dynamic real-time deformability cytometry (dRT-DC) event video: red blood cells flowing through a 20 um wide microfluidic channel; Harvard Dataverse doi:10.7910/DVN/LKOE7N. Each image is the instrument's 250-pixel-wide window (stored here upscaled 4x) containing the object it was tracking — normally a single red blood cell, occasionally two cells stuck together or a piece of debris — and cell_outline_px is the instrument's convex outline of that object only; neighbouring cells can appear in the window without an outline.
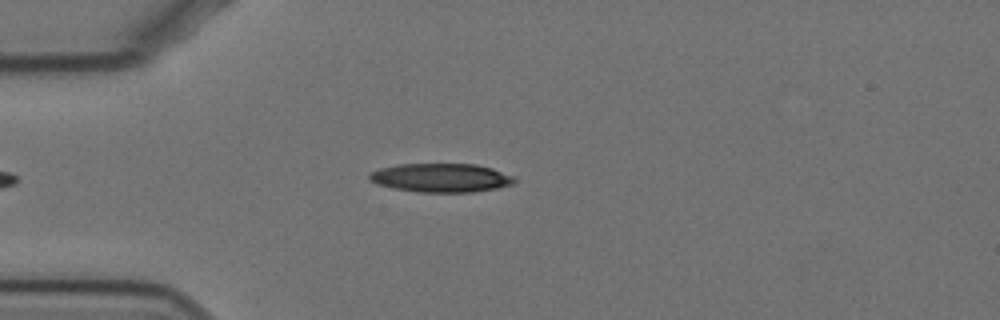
{"species": "Egyptian fruit bat (a non-hibernating species)", "species_latin": "Rousettus aegyptiacus", "temperature_condition": "cold", "stored_images_in_passage": 44, "camera_frame_rate_fps": 3000, "um_per_image_px": 0.085, "animal": {"sex": "female"}, "frame": {"image": 1, "passage_image": 5, "time_ms": 1.333, "image_size_px": [1000, 320], "cell_outline_px": [[516, 180], [512, 184], [500, 188], [476, 192], [416, 192], [392, 188], [376, 184], [368, 180], [368, 176], [372, 172], [380, 168], [396, 164], [476, 164], [492, 168], [516, 176]], "centroid_in_image_um": [37.51, 15.12], "position_along_channel_um": 47.5, "area_um2": 24.68}}
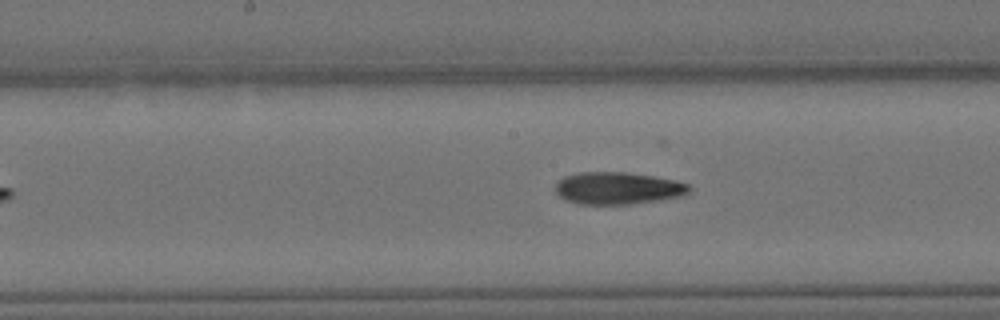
{"frame": {"image": 2, "passage_image": 19, "time_ms": 6.0, "image_size_px": [1000, 320], "cell_outline_px": [[692, 188], [684, 196], [660, 200], [628, 204], [580, 204], [564, 200], [556, 192], [556, 184], [564, 176], [580, 172], [628, 172], [676, 180], [688, 184]], "centroid_in_image_um": [52.53, 16.0], "position_along_channel_um": 195.7, "area_um2": 25.2}}
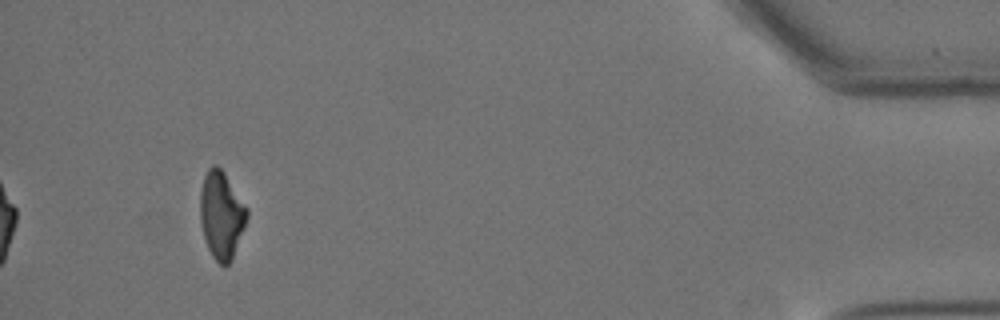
{"frame": {"image": 3, "passage_image": 44, "time_ms": 14.333, "image_size_px": [1000, 320], "cell_outline_px": [[248, 216], [232, 260], [224, 268], [212, 256], [208, 248], [200, 224], [200, 192], [204, 176], [208, 168], [212, 164], [216, 164], [224, 172], [248, 208]], "centroid_in_image_um": [18.82, 18.27], "position_along_channel_um": 416.4, "area_um2": 23.93}, "authors_computed_cell_mechanics": {"area_um2": 24.7962, "velocity_mm_per_s": 3.4776, "shape_relaxation_time_tau1_ms": 7.0402, "shape_relaxation_time_tau2_ms": null, "deformation_change_tau1": 0.1933, "deformation_change_tau2": null}}